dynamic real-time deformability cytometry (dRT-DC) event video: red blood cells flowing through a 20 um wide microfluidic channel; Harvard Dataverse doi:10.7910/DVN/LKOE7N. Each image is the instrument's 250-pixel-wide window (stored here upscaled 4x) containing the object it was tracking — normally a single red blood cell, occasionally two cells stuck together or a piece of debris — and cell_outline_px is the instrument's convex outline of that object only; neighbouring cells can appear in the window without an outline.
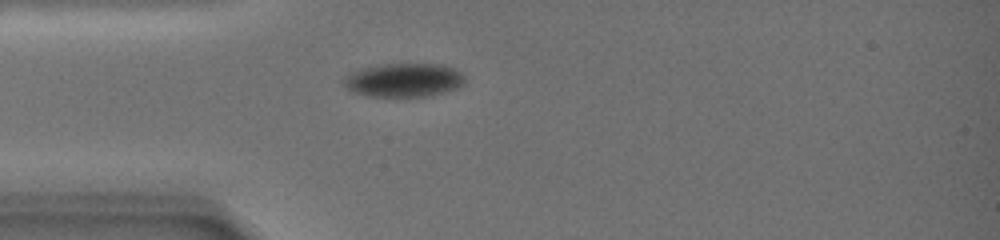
{"species": "common noctule bat (a hibernating species)", "species_latin": "Nyctalus noctula", "temperature_condition": "warm", "stored_images_in_passage": 55, "camera_frame_rate_fps": 3000, "um_per_image_px": 0.085, "animal": {"sex": "female", "body_mass_g": 19.0, "forearm_length_mm": 51.5}, "frame": {"image": 1, "passage_image": 3, "time_ms": 0.667, "image_size_px": [1000, 240], "cell_outline_px": [[464, 84], [456, 88], [444, 92], [424, 96], [364, 96], [352, 92], [344, 84], [344, 76], [348, 72], [356, 68], [376, 64], [444, 64], [456, 68], [464, 76]], "centroid_in_image_um": [34.27, 6.78], "position_along_channel_um": 50.7, "area_um2": 24.16}}
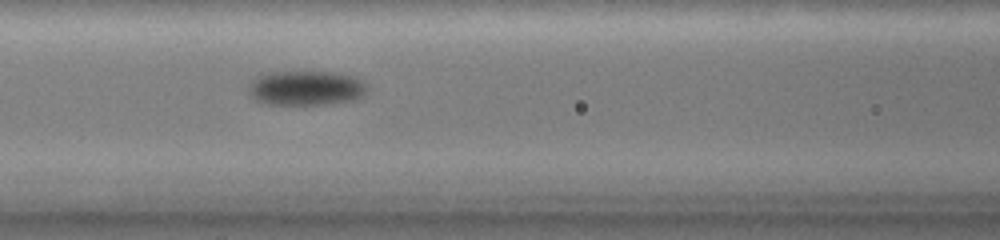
{"frame": {"image": 2, "passage_image": 14, "time_ms": 4.0, "image_size_px": [1000, 240], "cell_outline_px": [[368, 88], [364, 96], [352, 100], [324, 104], [268, 104], [256, 100], [248, 92], [248, 84], [260, 72], [332, 72], [356, 76], [364, 80]], "centroid_in_image_um": [26.01, 7.46], "position_along_channel_um": 140.6, "area_um2": 24.28}}
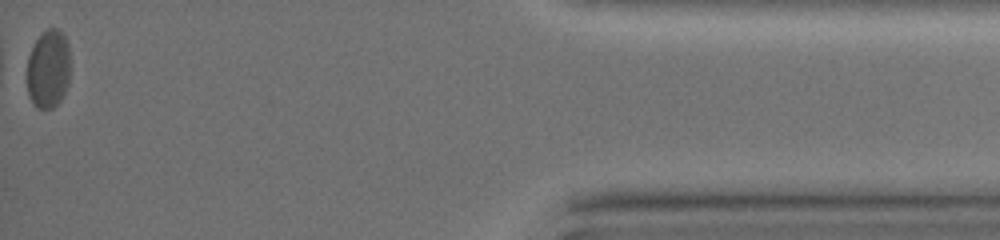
{"frame": {"image": 3, "passage_image": 55, "time_ms": 16.333, "image_size_px": [1000, 240], "cell_outline_px": [[68, 84], [60, 100], [52, 108], [40, 108], [28, 96], [28, 56], [36, 40], [48, 28], [60, 28], [68, 44]], "centroid_in_image_um": [4.11, 5.83], "position_along_channel_um": 431.1, "area_um2": 19.31}, "authors_computed_cell_mechanics": {"area_um2": 23.3512, "velocity_mm_per_s": 2.9448, "shape_relaxation_time_tau1_ms": 8.1079, "shape_relaxation_time_tau2_ms": null, "deformation_change_tau1": 0.1012, "deformation_change_tau2": null}}